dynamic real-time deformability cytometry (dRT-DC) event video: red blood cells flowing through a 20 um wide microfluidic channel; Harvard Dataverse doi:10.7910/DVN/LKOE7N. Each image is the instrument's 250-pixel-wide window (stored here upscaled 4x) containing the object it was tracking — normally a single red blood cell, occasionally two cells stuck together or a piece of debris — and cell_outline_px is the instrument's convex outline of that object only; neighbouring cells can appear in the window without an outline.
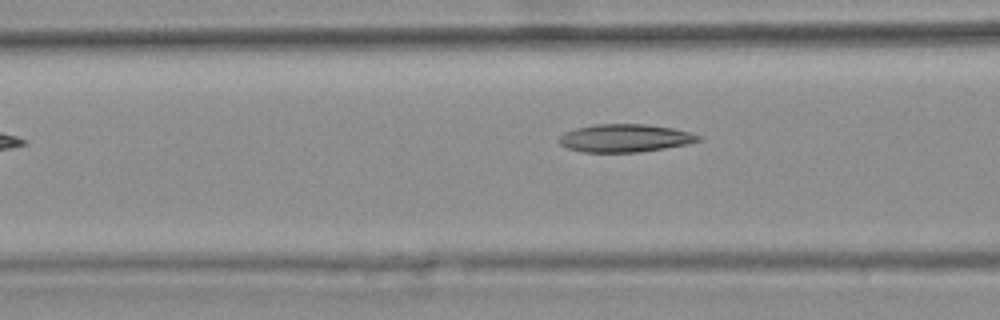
{"species": "common noctule bat (a hibernating species)", "species_latin": "Nyctalus noctula", "temperature_condition": "warm", "stored_images_in_passage": 10, "camera_frame_rate_fps": 3000, "um_per_image_px": 0.085, "animal": {"sex": "female", "body_mass_g": 25.1}, "frame": {"image": 1, "passage_image": 5, "time_ms": 1.333, "image_size_px": [1000, 320], "cell_outline_px": [[700, 140], [688, 144], [640, 152], [584, 152], [568, 148], [560, 144], [560, 136], [564, 132], [576, 128], [592, 124], [648, 124], [672, 128], [688, 132], [700, 136]], "centroid_in_image_um": [53.1, 11.73], "position_along_channel_um": 113.5, "area_um2": 22.54}}
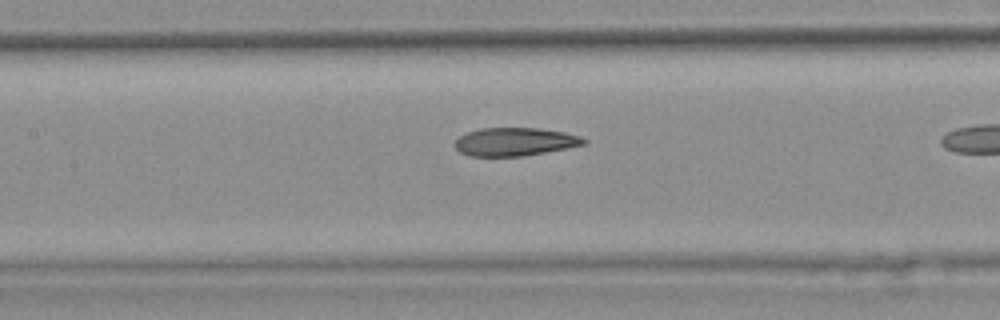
{"frame": {"image": 2, "passage_image": 9, "time_ms": 2.667, "image_size_px": [1000, 320], "cell_outline_px": [[588, 144], [568, 148], [520, 156], [468, 156], [460, 152], [452, 144], [460, 136], [468, 132], [480, 128], [540, 128], [564, 132], [580, 136], [588, 140]], "centroid_in_image_um": [43.78, 12.05], "position_along_channel_um": 163.6, "area_um2": 21.27}}